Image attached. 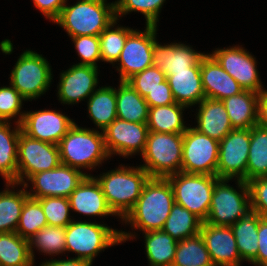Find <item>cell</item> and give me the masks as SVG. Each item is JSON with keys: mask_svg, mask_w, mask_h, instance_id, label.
Listing matches in <instances>:
<instances>
[{"mask_svg": "<svg viewBox=\"0 0 267 266\" xmlns=\"http://www.w3.org/2000/svg\"><path fill=\"white\" fill-rule=\"evenodd\" d=\"M175 203L173 189L167 178L150 177L134 207L122 219L143 233L162 230Z\"/></svg>", "mask_w": 267, "mask_h": 266, "instance_id": "1", "label": "cell"}, {"mask_svg": "<svg viewBox=\"0 0 267 266\" xmlns=\"http://www.w3.org/2000/svg\"><path fill=\"white\" fill-rule=\"evenodd\" d=\"M100 183L109 208L115 216L124 218L138 201L149 174L141 167H124L103 173Z\"/></svg>", "mask_w": 267, "mask_h": 266, "instance_id": "2", "label": "cell"}, {"mask_svg": "<svg viewBox=\"0 0 267 266\" xmlns=\"http://www.w3.org/2000/svg\"><path fill=\"white\" fill-rule=\"evenodd\" d=\"M107 0H80L74 5L66 3L54 23L64 28L70 37L99 36L116 20L115 3Z\"/></svg>", "mask_w": 267, "mask_h": 266, "instance_id": "3", "label": "cell"}, {"mask_svg": "<svg viewBox=\"0 0 267 266\" xmlns=\"http://www.w3.org/2000/svg\"><path fill=\"white\" fill-rule=\"evenodd\" d=\"M134 235L117 231L105 224L72 221L65 227L66 251L78 254L77 259L90 263L99 252L107 247L125 242Z\"/></svg>", "mask_w": 267, "mask_h": 266, "instance_id": "4", "label": "cell"}, {"mask_svg": "<svg viewBox=\"0 0 267 266\" xmlns=\"http://www.w3.org/2000/svg\"><path fill=\"white\" fill-rule=\"evenodd\" d=\"M61 164L80 170L99 166L110 158L102 132L78 127L75 123L58 144ZM80 168V169H79Z\"/></svg>", "mask_w": 267, "mask_h": 266, "instance_id": "5", "label": "cell"}, {"mask_svg": "<svg viewBox=\"0 0 267 266\" xmlns=\"http://www.w3.org/2000/svg\"><path fill=\"white\" fill-rule=\"evenodd\" d=\"M183 134L149 131L140 165L152 178H167L181 172Z\"/></svg>", "mask_w": 267, "mask_h": 266, "instance_id": "6", "label": "cell"}, {"mask_svg": "<svg viewBox=\"0 0 267 266\" xmlns=\"http://www.w3.org/2000/svg\"><path fill=\"white\" fill-rule=\"evenodd\" d=\"M219 179L214 186L209 213L205 222L215 226H231L251 211L248 182L237 179L241 193Z\"/></svg>", "mask_w": 267, "mask_h": 266, "instance_id": "7", "label": "cell"}, {"mask_svg": "<svg viewBox=\"0 0 267 266\" xmlns=\"http://www.w3.org/2000/svg\"><path fill=\"white\" fill-rule=\"evenodd\" d=\"M172 186L175 203L195 214L202 221L207 219L217 176L179 172L167 177Z\"/></svg>", "mask_w": 267, "mask_h": 266, "instance_id": "8", "label": "cell"}, {"mask_svg": "<svg viewBox=\"0 0 267 266\" xmlns=\"http://www.w3.org/2000/svg\"><path fill=\"white\" fill-rule=\"evenodd\" d=\"M52 72L48 61L37 52L24 51L10 75L12 85L26 100L36 99L50 87Z\"/></svg>", "mask_w": 267, "mask_h": 266, "instance_id": "9", "label": "cell"}, {"mask_svg": "<svg viewBox=\"0 0 267 266\" xmlns=\"http://www.w3.org/2000/svg\"><path fill=\"white\" fill-rule=\"evenodd\" d=\"M17 184L6 183V186L25 183L35 173L52 170L61 164L59 147L57 144L44 142L28 137L22 131L19 134L17 149Z\"/></svg>", "mask_w": 267, "mask_h": 266, "instance_id": "10", "label": "cell"}, {"mask_svg": "<svg viewBox=\"0 0 267 266\" xmlns=\"http://www.w3.org/2000/svg\"><path fill=\"white\" fill-rule=\"evenodd\" d=\"M219 141L188 127L183 133L181 172L216 176Z\"/></svg>", "mask_w": 267, "mask_h": 266, "instance_id": "11", "label": "cell"}, {"mask_svg": "<svg viewBox=\"0 0 267 266\" xmlns=\"http://www.w3.org/2000/svg\"><path fill=\"white\" fill-rule=\"evenodd\" d=\"M250 146V128L233 129L219 142V179H241L246 182L247 160Z\"/></svg>", "mask_w": 267, "mask_h": 266, "instance_id": "12", "label": "cell"}, {"mask_svg": "<svg viewBox=\"0 0 267 266\" xmlns=\"http://www.w3.org/2000/svg\"><path fill=\"white\" fill-rule=\"evenodd\" d=\"M157 26L146 25L143 32L133 30L125 41L117 70L120 72V81H126L134 74L153 65V45L156 41Z\"/></svg>", "mask_w": 267, "mask_h": 266, "instance_id": "13", "label": "cell"}, {"mask_svg": "<svg viewBox=\"0 0 267 266\" xmlns=\"http://www.w3.org/2000/svg\"><path fill=\"white\" fill-rule=\"evenodd\" d=\"M88 174L60 164L52 170L41 171L30 176L26 181H31L34 193L27 191L29 197L40 199L43 197H65L69 198L70 194L77 188Z\"/></svg>", "mask_w": 267, "mask_h": 266, "instance_id": "14", "label": "cell"}, {"mask_svg": "<svg viewBox=\"0 0 267 266\" xmlns=\"http://www.w3.org/2000/svg\"><path fill=\"white\" fill-rule=\"evenodd\" d=\"M105 148L109 156L143 154L148 136L147 123H136L116 118L103 131Z\"/></svg>", "mask_w": 267, "mask_h": 266, "instance_id": "15", "label": "cell"}, {"mask_svg": "<svg viewBox=\"0 0 267 266\" xmlns=\"http://www.w3.org/2000/svg\"><path fill=\"white\" fill-rule=\"evenodd\" d=\"M210 55L244 90L259 93L264 89L256 69L255 58L242 47L217 49Z\"/></svg>", "mask_w": 267, "mask_h": 266, "instance_id": "16", "label": "cell"}, {"mask_svg": "<svg viewBox=\"0 0 267 266\" xmlns=\"http://www.w3.org/2000/svg\"><path fill=\"white\" fill-rule=\"evenodd\" d=\"M74 124L66 115L55 110H38L24 113L20 125L28 137L58 145Z\"/></svg>", "mask_w": 267, "mask_h": 266, "instance_id": "17", "label": "cell"}, {"mask_svg": "<svg viewBox=\"0 0 267 266\" xmlns=\"http://www.w3.org/2000/svg\"><path fill=\"white\" fill-rule=\"evenodd\" d=\"M98 67L75 64L60 73L58 86L59 100L64 104H74L89 98L98 84Z\"/></svg>", "mask_w": 267, "mask_h": 266, "instance_id": "18", "label": "cell"}, {"mask_svg": "<svg viewBox=\"0 0 267 266\" xmlns=\"http://www.w3.org/2000/svg\"><path fill=\"white\" fill-rule=\"evenodd\" d=\"M200 234L214 266L240 265L242 260L230 226H215L203 221Z\"/></svg>", "mask_w": 267, "mask_h": 266, "instance_id": "19", "label": "cell"}, {"mask_svg": "<svg viewBox=\"0 0 267 266\" xmlns=\"http://www.w3.org/2000/svg\"><path fill=\"white\" fill-rule=\"evenodd\" d=\"M200 73L206 98L222 101L244 91L210 54L201 59Z\"/></svg>", "mask_w": 267, "mask_h": 266, "instance_id": "20", "label": "cell"}, {"mask_svg": "<svg viewBox=\"0 0 267 266\" xmlns=\"http://www.w3.org/2000/svg\"><path fill=\"white\" fill-rule=\"evenodd\" d=\"M205 55L181 43H170L163 46L155 41L152 60L153 66H156L168 76L171 75V71L187 70L190 67H201V59Z\"/></svg>", "mask_w": 267, "mask_h": 266, "instance_id": "21", "label": "cell"}, {"mask_svg": "<svg viewBox=\"0 0 267 266\" xmlns=\"http://www.w3.org/2000/svg\"><path fill=\"white\" fill-rule=\"evenodd\" d=\"M73 211L87 216L115 215L109 208L96 177L88 175L69 196Z\"/></svg>", "mask_w": 267, "mask_h": 266, "instance_id": "22", "label": "cell"}, {"mask_svg": "<svg viewBox=\"0 0 267 266\" xmlns=\"http://www.w3.org/2000/svg\"><path fill=\"white\" fill-rule=\"evenodd\" d=\"M197 112L198 132L221 141L233 130L228 113L221 100L205 98L199 103Z\"/></svg>", "mask_w": 267, "mask_h": 266, "instance_id": "23", "label": "cell"}, {"mask_svg": "<svg viewBox=\"0 0 267 266\" xmlns=\"http://www.w3.org/2000/svg\"><path fill=\"white\" fill-rule=\"evenodd\" d=\"M167 82L176 103L190 107L206 98L201 81L200 67L171 71Z\"/></svg>", "mask_w": 267, "mask_h": 266, "instance_id": "24", "label": "cell"}, {"mask_svg": "<svg viewBox=\"0 0 267 266\" xmlns=\"http://www.w3.org/2000/svg\"><path fill=\"white\" fill-rule=\"evenodd\" d=\"M233 129H249L258 122V93L244 90L222 100Z\"/></svg>", "mask_w": 267, "mask_h": 266, "instance_id": "25", "label": "cell"}, {"mask_svg": "<svg viewBox=\"0 0 267 266\" xmlns=\"http://www.w3.org/2000/svg\"><path fill=\"white\" fill-rule=\"evenodd\" d=\"M9 121H0V174L6 183L17 184V149L21 125L11 131Z\"/></svg>", "mask_w": 267, "mask_h": 266, "instance_id": "26", "label": "cell"}, {"mask_svg": "<svg viewBox=\"0 0 267 266\" xmlns=\"http://www.w3.org/2000/svg\"><path fill=\"white\" fill-rule=\"evenodd\" d=\"M116 113L117 118L122 120L147 123L149 106L145 98L126 81H120L116 89Z\"/></svg>", "mask_w": 267, "mask_h": 266, "instance_id": "27", "label": "cell"}, {"mask_svg": "<svg viewBox=\"0 0 267 266\" xmlns=\"http://www.w3.org/2000/svg\"><path fill=\"white\" fill-rule=\"evenodd\" d=\"M260 219L258 213L250 211L230 226L242 261L251 262L257 256L259 248L257 233Z\"/></svg>", "mask_w": 267, "mask_h": 266, "instance_id": "28", "label": "cell"}, {"mask_svg": "<svg viewBox=\"0 0 267 266\" xmlns=\"http://www.w3.org/2000/svg\"><path fill=\"white\" fill-rule=\"evenodd\" d=\"M186 106L173 103L149 108L147 126L149 131L158 133L183 134L187 130L182 114Z\"/></svg>", "mask_w": 267, "mask_h": 266, "instance_id": "29", "label": "cell"}, {"mask_svg": "<svg viewBox=\"0 0 267 266\" xmlns=\"http://www.w3.org/2000/svg\"><path fill=\"white\" fill-rule=\"evenodd\" d=\"M89 116L103 131L116 118V89L111 86L99 87L88 99Z\"/></svg>", "mask_w": 267, "mask_h": 266, "instance_id": "30", "label": "cell"}, {"mask_svg": "<svg viewBox=\"0 0 267 266\" xmlns=\"http://www.w3.org/2000/svg\"><path fill=\"white\" fill-rule=\"evenodd\" d=\"M262 176H267V127L256 124L250 128L246 182Z\"/></svg>", "mask_w": 267, "mask_h": 266, "instance_id": "31", "label": "cell"}, {"mask_svg": "<svg viewBox=\"0 0 267 266\" xmlns=\"http://www.w3.org/2000/svg\"><path fill=\"white\" fill-rule=\"evenodd\" d=\"M144 234L150 266H172L178 241L163 230L148 231Z\"/></svg>", "mask_w": 267, "mask_h": 266, "instance_id": "32", "label": "cell"}, {"mask_svg": "<svg viewBox=\"0 0 267 266\" xmlns=\"http://www.w3.org/2000/svg\"><path fill=\"white\" fill-rule=\"evenodd\" d=\"M29 240L16 232L0 233V266H33Z\"/></svg>", "mask_w": 267, "mask_h": 266, "instance_id": "33", "label": "cell"}, {"mask_svg": "<svg viewBox=\"0 0 267 266\" xmlns=\"http://www.w3.org/2000/svg\"><path fill=\"white\" fill-rule=\"evenodd\" d=\"M202 222L195 214L174 203L162 230L176 241H181L200 233Z\"/></svg>", "mask_w": 267, "mask_h": 266, "instance_id": "34", "label": "cell"}, {"mask_svg": "<svg viewBox=\"0 0 267 266\" xmlns=\"http://www.w3.org/2000/svg\"><path fill=\"white\" fill-rule=\"evenodd\" d=\"M22 186L24 189L18 192L7 188L0 192V233L16 232L22 208L29 198L25 190L28 183L25 182Z\"/></svg>", "mask_w": 267, "mask_h": 266, "instance_id": "35", "label": "cell"}, {"mask_svg": "<svg viewBox=\"0 0 267 266\" xmlns=\"http://www.w3.org/2000/svg\"><path fill=\"white\" fill-rule=\"evenodd\" d=\"M172 266H214L200 233L178 241Z\"/></svg>", "mask_w": 267, "mask_h": 266, "instance_id": "36", "label": "cell"}, {"mask_svg": "<svg viewBox=\"0 0 267 266\" xmlns=\"http://www.w3.org/2000/svg\"><path fill=\"white\" fill-rule=\"evenodd\" d=\"M29 247L33 261V247L49 255L64 253L66 251L65 228L60 226H44L29 239Z\"/></svg>", "mask_w": 267, "mask_h": 266, "instance_id": "37", "label": "cell"}, {"mask_svg": "<svg viewBox=\"0 0 267 266\" xmlns=\"http://www.w3.org/2000/svg\"><path fill=\"white\" fill-rule=\"evenodd\" d=\"M116 21L117 19L99 35L101 60L112 64L119 59L127 36L133 31L123 26L112 29Z\"/></svg>", "mask_w": 267, "mask_h": 266, "instance_id": "38", "label": "cell"}, {"mask_svg": "<svg viewBox=\"0 0 267 266\" xmlns=\"http://www.w3.org/2000/svg\"><path fill=\"white\" fill-rule=\"evenodd\" d=\"M47 225V219L42 210L41 203L37 199L29 197L22 208L16 233L22 238L29 240Z\"/></svg>", "mask_w": 267, "mask_h": 266, "instance_id": "39", "label": "cell"}, {"mask_svg": "<svg viewBox=\"0 0 267 266\" xmlns=\"http://www.w3.org/2000/svg\"><path fill=\"white\" fill-rule=\"evenodd\" d=\"M166 0H117L115 1L116 19L132 11L142 13L146 18V25L157 26L160 9Z\"/></svg>", "mask_w": 267, "mask_h": 266, "instance_id": "40", "label": "cell"}, {"mask_svg": "<svg viewBox=\"0 0 267 266\" xmlns=\"http://www.w3.org/2000/svg\"><path fill=\"white\" fill-rule=\"evenodd\" d=\"M37 200L41 203L49 226L65 228L72 222V219L69 217V211L71 210L69 198L43 197Z\"/></svg>", "mask_w": 267, "mask_h": 266, "instance_id": "41", "label": "cell"}, {"mask_svg": "<svg viewBox=\"0 0 267 266\" xmlns=\"http://www.w3.org/2000/svg\"><path fill=\"white\" fill-rule=\"evenodd\" d=\"M167 76L156 66H150L145 70L131 76L126 82L135 89L142 97L160 87L161 83L166 81Z\"/></svg>", "mask_w": 267, "mask_h": 266, "instance_id": "42", "label": "cell"}, {"mask_svg": "<svg viewBox=\"0 0 267 266\" xmlns=\"http://www.w3.org/2000/svg\"><path fill=\"white\" fill-rule=\"evenodd\" d=\"M23 100L26 99L12 85L0 87V121H9L20 114L17 123L21 124L24 117V113L20 112Z\"/></svg>", "mask_w": 267, "mask_h": 266, "instance_id": "43", "label": "cell"}, {"mask_svg": "<svg viewBox=\"0 0 267 266\" xmlns=\"http://www.w3.org/2000/svg\"><path fill=\"white\" fill-rule=\"evenodd\" d=\"M70 38L75 45L78 56L80 55L82 59L78 65L98 67L96 62L101 60L99 36L82 35Z\"/></svg>", "mask_w": 267, "mask_h": 266, "instance_id": "44", "label": "cell"}, {"mask_svg": "<svg viewBox=\"0 0 267 266\" xmlns=\"http://www.w3.org/2000/svg\"><path fill=\"white\" fill-rule=\"evenodd\" d=\"M251 211L267 219V176L258 177L248 182Z\"/></svg>", "mask_w": 267, "mask_h": 266, "instance_id": "45", "label": "cell"}, {"mask_svg": "<svg viewBox=\"0 0 267 266\" xmlns=\"http://www.w3.org/2000/svg\"><path fill=\"white\" fill-rule=\"evenodd\" d=\"M145 100L149 108L175 103L167 80L162 82L160 87H157L153 91L149 92L146 95Z\"/></svg>", "mask_w": 267, "mask_h": 266, "instance_id": "46", "label": "cell"}, {"mask_svg": "<svg viewBox=\"0 0 267 266\" xmlns=\"http://www.w3.org/2000/svg\"><path fill=\"white\" fill-rule=\"evenodd\" d=\"M257 256L251 261L257 266H267V219L261 218L258 226Z\"/></svg>", "mask_w": 267, "mask_h": 266, "instance_id": "47", "label": "cell"}, {"mask_svg": "<svg viewBox=\"0 0 267 266\" xmlns=\"http://www.w3.org/2000/svg\"><path fill=\"white\" fill-rule=\"evenodd\" d=\"M33 3L46 18L54 22L59 17L67 0H33Z\"/></svg>", "mask_w": 267, "mask_h": 266, "instance_id": "48", "label": "cell"}, {"mask_svg": "<svg viewBox=\"0 0 267 266\" xmlns=\"http://www.w3.org/2000/svg\"><path fill=\"white\" fill-rule=\"evenodd\" d=\"M260 126L267 127V90L258 93V122Z\"/></svg>", "mask_w": 267, "mask_h": 266, "instance_id": "49", "label": "cell"}, {"mask_svg": "<svg viewBox=\"0 0 267 266\" xmlns=\"http://www.w3.org/2000/svg\"><path fill=\"white\" fill-rule=\"evenodd\" d=\"M92 263L77 259V258H72V259H63V260H51V261H46L45 263L43 262L41 266H91Z\"/></svg>", "mask_w": 267, "mask_h": 266, "instance_id": "50", "label": "cell"}]
</instances>
